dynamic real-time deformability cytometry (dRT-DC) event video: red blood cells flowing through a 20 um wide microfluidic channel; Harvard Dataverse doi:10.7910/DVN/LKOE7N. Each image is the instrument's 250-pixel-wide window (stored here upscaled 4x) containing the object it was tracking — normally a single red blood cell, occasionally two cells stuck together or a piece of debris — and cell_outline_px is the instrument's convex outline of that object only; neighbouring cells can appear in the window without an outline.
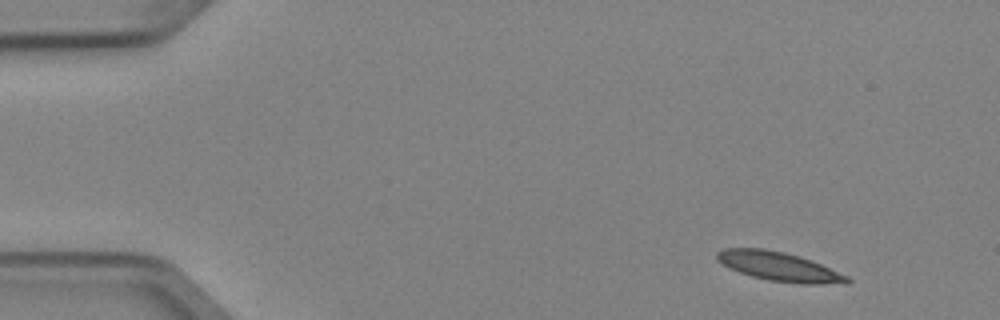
{"species": "Egyptian fruit bat (a non-hibernating species)", "species_latin": "Rousettus aegyptiacus", "temperature_condition": "cold", "stored_images_in_passage": 4, "camera_frame_rate_fps": 3000, "um_per_image_px": 0.085, "animal": {"sex": "female"}, "frame": {"image": 1, "passage_image": 1, "time_ms": 0.0, "image_size_px": [1000, 320], "cell_outline_px": [[852, 280], [848, 284], [800, 284], [768, 280], [752, 276], [728, 268], [716, 260], [716, 252], [724, 248], [764, 248], [784, 252], [800, 256], [820, 264], [848, 276]], "centroid_in_image_um": [66.22, 22.66], "position_along_channel_um": 18.8, "area_um2": 22.2}}